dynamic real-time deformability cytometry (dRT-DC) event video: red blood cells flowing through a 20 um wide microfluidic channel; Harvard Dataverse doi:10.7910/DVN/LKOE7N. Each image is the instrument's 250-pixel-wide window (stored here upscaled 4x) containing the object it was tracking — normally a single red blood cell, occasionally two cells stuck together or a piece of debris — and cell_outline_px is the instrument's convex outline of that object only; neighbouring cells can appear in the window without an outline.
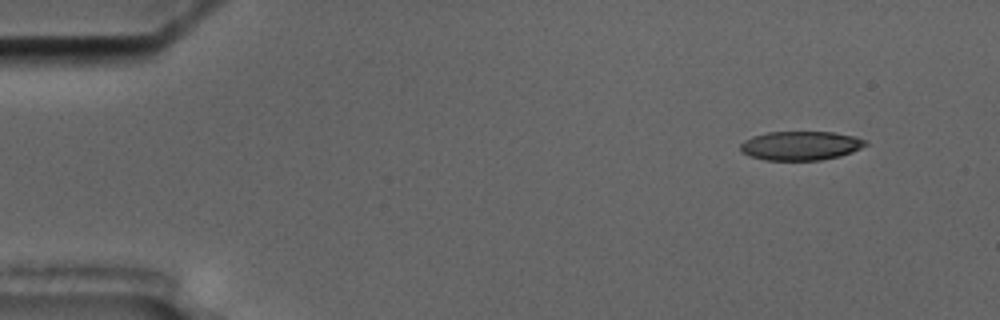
{"species": "common noctule bat (a hibernating species)", "species_latin": "Nyctalus noctula", "temperature_condition": "cold", "stored_images_in_passage": 6, "camera_frame_rate_fps": 3000, "um_per_image_px": 0.085, "animal": {"sex": "male", "body_mass_g": 17.5, "forearm_length_mm": 52.3}, "frame": {"image": 1, "passage_image": 2, "time_ms": 1.333, "image_size_px": [1000, 320], "cell_outline_px": [[868, 144], [852, 152], [840, 156], [820, 160], [764, 160], [748, 156], [740, 152], [740, 144], [744, 140], [752, 136], [768, 132], [836, 132], [856, 136], [868, 140]], "centroid_in_image_um": [68.05, 12.38], "position_along_channel_um": 16.9, "area_um2": 21.44}}
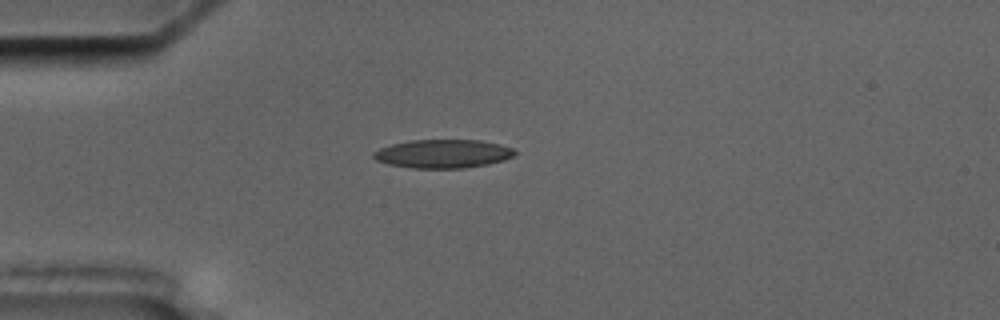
{"frame": {"image": 2, "passage_image": 5, "time_ms": 4.667, "image_size_px": [1000, 320], "cell_outline_px": [[516, 152], [512, 156], [504, 160], [488, 164], [464, 168], [412, 168], [388, 164], [376, 160], [372, 156], [372, 152], [380, 148], [392, 144], [412, 140], [480, 140], [500, 144], [512, 148]], "centroid_in_image_um": [37.63, 13.07], "position_along_channel_um": 47.4, "area_um2": 23.47}}